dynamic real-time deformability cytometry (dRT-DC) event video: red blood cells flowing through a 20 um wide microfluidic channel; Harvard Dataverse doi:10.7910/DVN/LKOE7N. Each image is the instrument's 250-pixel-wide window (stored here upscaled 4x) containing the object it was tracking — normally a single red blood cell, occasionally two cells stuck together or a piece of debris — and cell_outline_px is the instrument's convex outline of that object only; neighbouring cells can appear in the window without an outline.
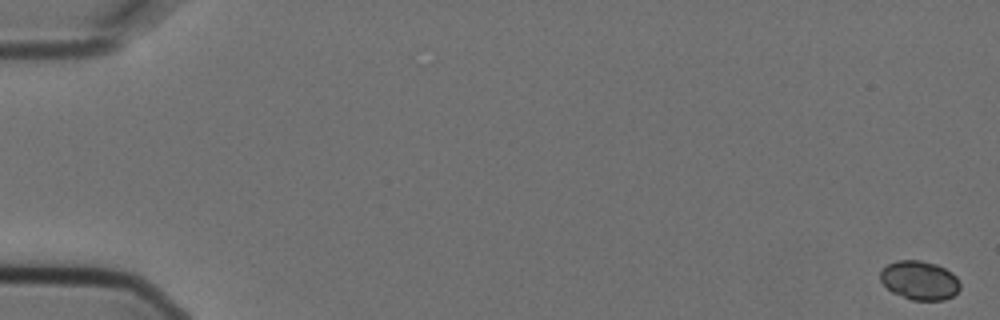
{"species": "Egyptian fruit bat (a non-hibernating species)", "species_latin": "Rousettus aegyptiacus", "temperature_condition": "cold", "stored_images_in_passage": 7, "camera_frame_rate_fps": 3000, "um_per_image_px": 0.085, "animal": {"sex": "female"}, "frame": {"image": 1, "passage_image": 1, "time_ms": 0.0, "image_size_px": [1000, 320], "cell_outline_px": [[960, 288], [952, 296], [944, 300], [912, 300], [892, 292], [880, 280], [880, 272], [888, 264], [896, 260], [920, 260], [936, 264], [952, 272], [956, 276], [960, 284]], "centroid_in_image_um": [78.17, 23.82], "position_along_channel_um": 6.8, "area_um2": 18.03}}
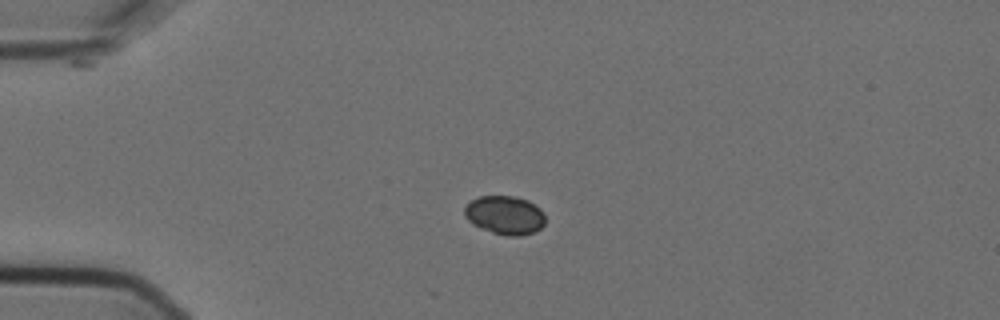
{"frame": {"image": 2, "passage_image": 5, "time_ms": 1.333, "image_size_px": [1000, 320], "cell_outline_px": [[544, 224], [540, 228], [532, 232], [520, 236], [508, 236], [492, 232], [480, 228], [472, 224], [464, 216], [464, 208], [472, 200], [480, 196], [516, 196], [528, 200], [540, 208], [544, 212]], "centroid_in_image_um": [42.91, 18.28], "position_along_channel_um": 42.1, "area_um2": 18.21}}
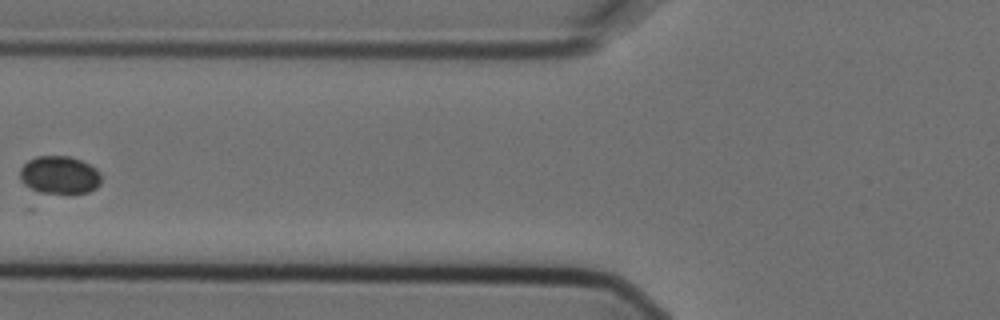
{"frame": {"image": 3, "passage_image": 7, "time_ms": 2.0, "image_size_px": [1000, 320], "cell_outline_px": [[100, 184], [96, 188], [88, 192], [72, 196], [68, 196], [40, 192], [24, 184], [20, 180], [20, 168], [28, 160], [36, 156], [68, 156], [80, 160], [96, 168], [100, 172]], "centroid_in_image_um": [5.07, 14.92], "position_along_channel_um": 120.7, "area_um2": 18.44}}